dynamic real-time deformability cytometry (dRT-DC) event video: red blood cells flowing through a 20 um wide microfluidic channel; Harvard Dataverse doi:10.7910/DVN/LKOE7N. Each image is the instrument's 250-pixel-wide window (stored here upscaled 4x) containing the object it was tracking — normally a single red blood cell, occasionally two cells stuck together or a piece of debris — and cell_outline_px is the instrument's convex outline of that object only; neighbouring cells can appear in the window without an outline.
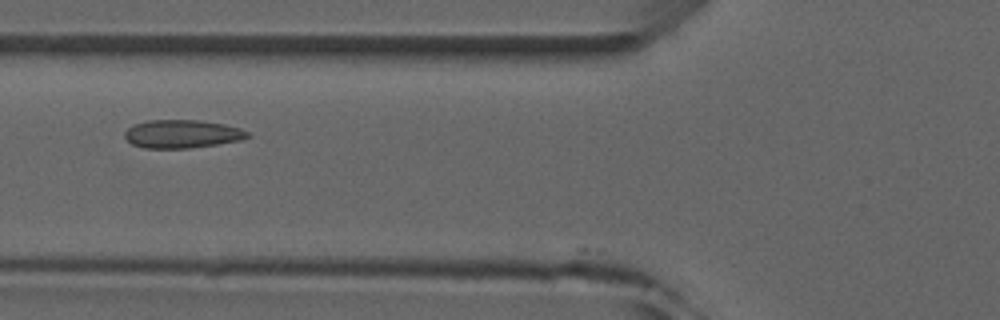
{"species": "common noctule bat (a hibernating species)", "species_latin": "Nyctalus noctula", "temperature_condition": "room temperature", "stored_images_in_passage": 7, "camera_frame_rate_fps": 3000, "um_per_image_px": 0.085, "animal": {"sex": "male", "forearm_length_mm": 52.5}, "frame": {"image": 1, "passage_image": 5, "time_ms": 4.667, "image_size_px": [1000, 320], "cell_outline_px": [[252, 136], [240, 140], [216, 144], [188, 148], [144, 148], [132, 144], [124, 136], [124, 132], [128, 128], [136, 124], [148, 120], [200, 120], [224, 124], [240, 128], [248, 132]], "centroid_in_image_um": [15.49, 11.38], "position_along_channel_um": 110.3, "area_um2": 20.11}}
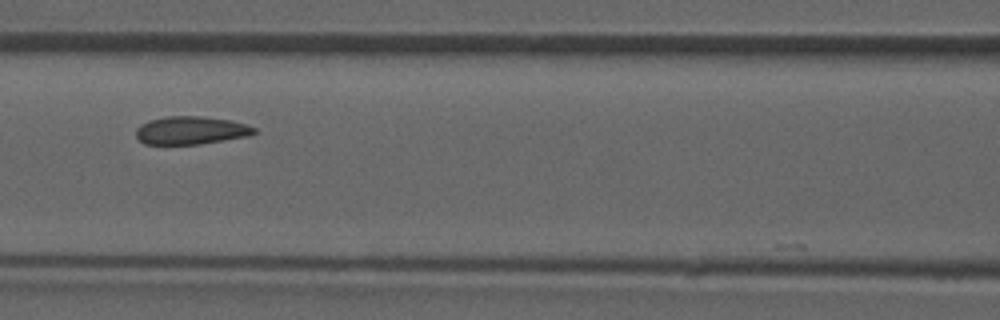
{"frame": {"image": 2, "passage_image": 6, "time_ms": 5.667, "image_size_px": [1000, 320], "cell_outline_px": [[256, 132], [248, 136], [200, 144], [144, 144], [136, 136], [136, 128], [140, 124], [148, 120], [168, 116], [200, 116], [228, 120], [244, 124], [256, 128]], "centroid_in_image_um": [16.19, 11.08], "position_along_channel_um": 150.4, "area_um2": 19.19}}